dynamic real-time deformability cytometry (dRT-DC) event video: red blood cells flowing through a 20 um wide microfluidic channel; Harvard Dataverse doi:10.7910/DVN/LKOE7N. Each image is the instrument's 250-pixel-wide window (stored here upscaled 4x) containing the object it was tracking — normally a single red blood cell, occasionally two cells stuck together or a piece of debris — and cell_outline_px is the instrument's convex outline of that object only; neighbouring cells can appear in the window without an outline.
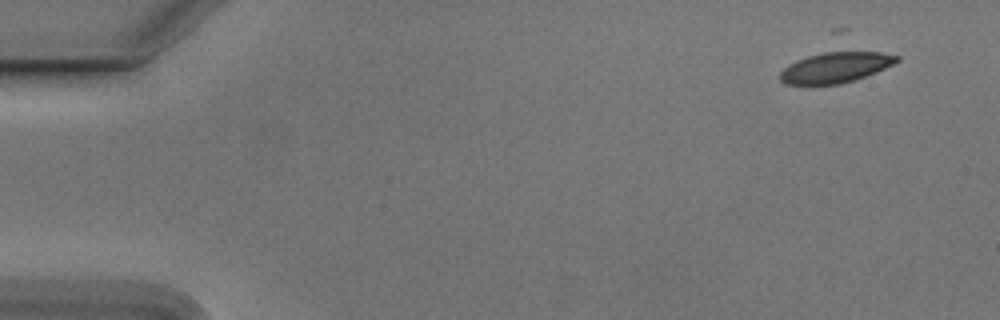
{"species": "Egyptian fruit bat (a non-hibernating species)", "species_latin": "Rousettus aegyptiacus", "temperature_condition": "cold", "stored_images_in_passage": 39, "camera_frame_rate_fps": 3000, "um_per_image_px": 0.085, "animal": {"sex": "male"}, "frame": {"image": 1, "passage_image": 1, "time_ms": 0.0, "image_size_px": [1000, 320], "cell_outline_px": [[900, 60], [876, 72], [840, 84], [784, 84], [780, 80], [780, 72], [784, 68], [796, 60], [832, 48], [840, 48], [880, 52], [900, 56]], "centroid_in_image_um": [71.04, 5.66], "position_along_channel_um": 14.0, "area_um2": 21.44}}
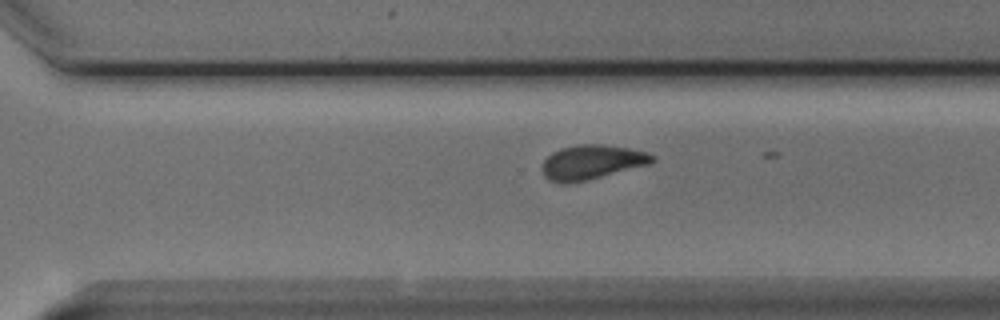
{"frame": {"image": 2, "passage_image": 35, "time_ms": 11.333, "image_size_px": [1000, 320], "cell_outline_px": [[656, 160], [652, 164], [588, 180], [548, 180], [544, 176], [540, 168], [544, 160], [552, 152], [560, 148], [580, 144], [600, 144], [628, 148], [648, 152], [656, 156]], "centroid_in_image_um": [50.37, 13.75], "position_along_channel_um": 320.2, "area_um2": 21.91}}
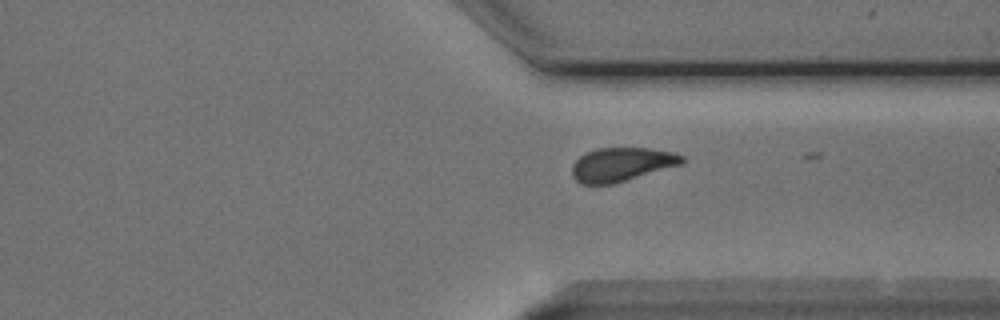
{"frame": {"image": 3, "passage_image": 38, "time_ms": 12.333, "image_size_px": [1000, 320], "cell_outline_px": [[684, 160], [680, 164], [612, 184], [580, 184], [572, 176], [572, 164], [580, 156], [596, 148], [648, 148], [672, 152], [684, 156]], "centroid_in_image_um": [52.79, 13.97], "position_along_channel_um": 358.6, "area_um2": 21.33}}